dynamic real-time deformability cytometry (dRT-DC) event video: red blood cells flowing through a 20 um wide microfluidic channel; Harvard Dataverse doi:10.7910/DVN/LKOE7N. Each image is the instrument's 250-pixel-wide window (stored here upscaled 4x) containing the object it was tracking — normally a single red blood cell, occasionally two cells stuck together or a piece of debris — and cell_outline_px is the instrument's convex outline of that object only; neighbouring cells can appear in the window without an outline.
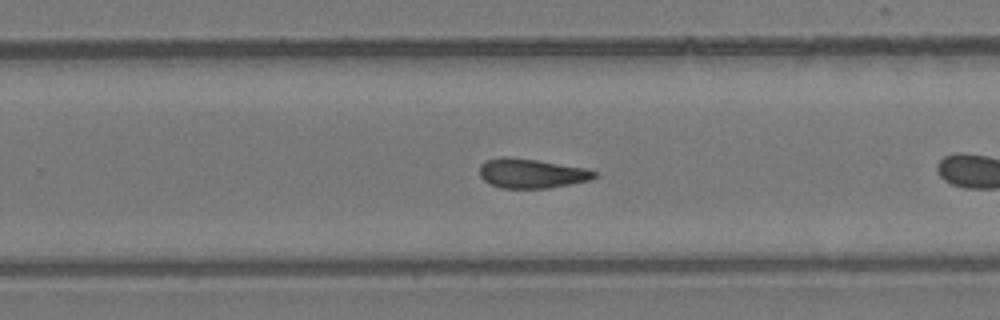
{"species": "common noctule bat (a hibernating species)", "species_latin": "Nyctalus noctula", "temperature_condition": "room temperature", "stored_images_in_passage": 32, "camera_frame_rate_fps": 3000, "um_per_image_px": 0.085, "animal": {"sex": "female", "body_mass_g": 24.6, "forearm_length_mm": 56.2}, "frame": {"image": 1, "passage_image": 19, "time_ms": 6.0, "image_size_px": [1000, 320], "cell_outline_px": [[600, 176], [592, 180], [548, 188], [500, 188], [488, 184], [480, 176], [480, 164], [484, 160], [500, 156], [508, 156], [536, 160], [588, 168], [600, 172]], "centroid_in_image_um": [45.21, 14.73], "position_along_channel_um": 284.6, "area_um2": 20.23}, "authors_computed_cell_mechanics": {"area_um2": 19.9699, "velocity_mm_per_s": 3.9372, "shape_relaxation_time_tau1_ms": null, "shape_relaxation_time_tau2_ms": 2.7935, "deformation_change_tau1": null, "deformation_change_tau2": 0.1042}}